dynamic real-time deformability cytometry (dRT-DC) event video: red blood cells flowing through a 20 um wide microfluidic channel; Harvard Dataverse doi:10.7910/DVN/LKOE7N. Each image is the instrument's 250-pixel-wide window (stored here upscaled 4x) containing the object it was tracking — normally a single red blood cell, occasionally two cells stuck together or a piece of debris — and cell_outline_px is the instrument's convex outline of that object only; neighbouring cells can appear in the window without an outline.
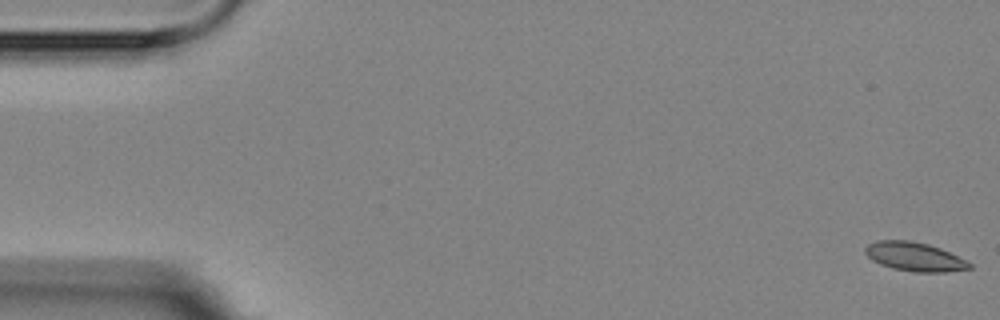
{"species": "Egyptian fruit bat (a non-hibernating species)", "species_latin": "Rousettus aegyptiacus", "temperature_condition": "room temperature", "stored_images_in_passage": 5, "camera_frame_rate_fps": 3000, "um_per_image_px": 0.085, "animal": {"sex": "female"}, "frame": {"image": 1, "passage_image": 1, "time_ms": 0.0, "image_size_px": [1000, 320], "cell_outline_px": [[972, 268], [944, 272], [916, 272], [892, 268], [880, 264], [872, 260], [864, 252], [864, 248], [868, 244], [876, 240], [908, 240], [928, 244], [940, 248], [972, 264]], "centroid_in_image_um": [77.69, 21.81], "position_along_channel_um": 7.3, "area_um2": 17.4}}
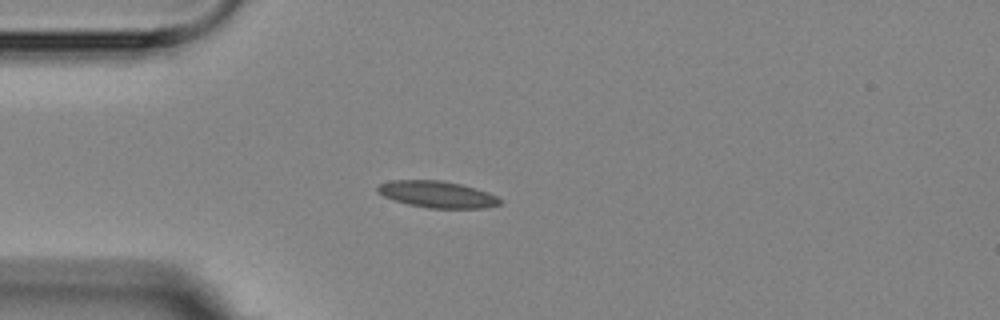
{"frame": {"image": 2, "passage_image": 5, "time_ms": 4.667, "image_size_px": [1000, 320], "cell_outline_px": [[500, 204], [484, 208], [428, 208], [408, 204], [392, 200], [376, 192], [376, 188], [380, 184], [392, 180], [440, 180], [460, 184], [476, 188], [488, 192], [496, 196], [500, 200]], "centroid_in_image_um": [37.13, 16.52], "position_along_channel_um": 47.9, "area_um2": 18.96}}